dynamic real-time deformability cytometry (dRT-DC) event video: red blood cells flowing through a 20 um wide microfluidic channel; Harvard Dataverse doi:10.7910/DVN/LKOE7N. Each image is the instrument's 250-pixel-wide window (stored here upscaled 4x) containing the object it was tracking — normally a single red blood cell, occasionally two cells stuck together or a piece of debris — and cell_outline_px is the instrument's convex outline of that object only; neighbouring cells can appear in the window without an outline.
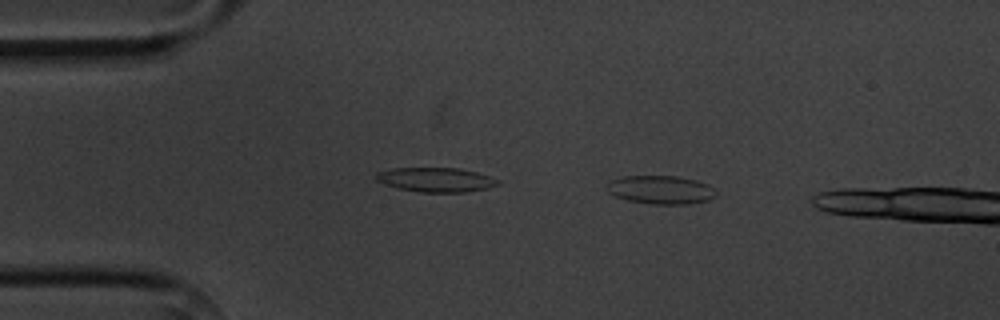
{"species": "common noctule bat (a hibernating species)", "species_latin": "Nyctalus noctula", "temperature_condition": "cold", "stored_images_in_passage": 6, "segment_of_instrument_passage": [1, 2], "camera_frame_rate_fps": 3000, "um_per_image_px": 0.085, "animal": {"sex": "male", "body_mass_g": 20.1, "forearm_length_mm": 53.5}, "frame": {"image": 1, "passage_image": 2, "time_ms": 1.333, "image_size_px": [1000, 320], "cell_outline_px": [[716, 196], [708, 200], [688, 204], [652, 204], [628, 200], [616, 196], [608, 192], [604, 188], [612, 180], [624, 176], [676, 176], [696, 180], [708, 184], [716, 192]], "centroid_in_image_um": [56.16, 16.13], "position_along_channel_um": 28.8, "area_um2": 18.03}}
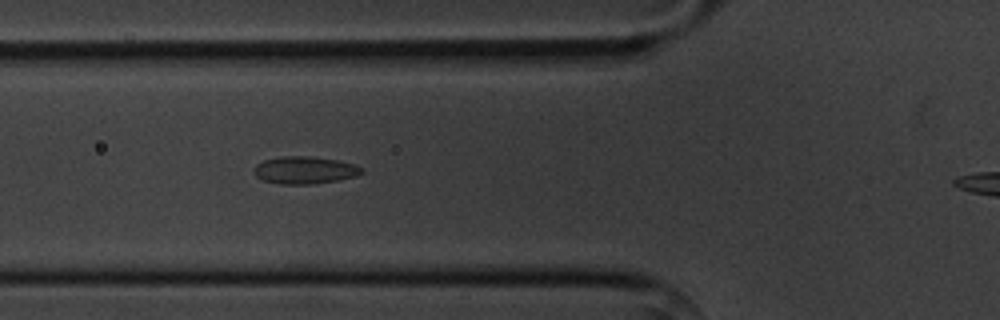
{"frame": {"image": 2, "passage_image": 5, "time_ms": 4.667, "image_size_px": [1000, 320], "cell_outline_px": [[364, 172], [356, 176], [340, 180], [312, 184], [280, 184], [264, 180], [256, 176], [252, 172], [252, 168], [256, 164], [264, 160], [280, 156], [312, 156], [336, 160], [352, 164], [364, 168]], "centroid_in_image_um": [25.88, 14.46], "position_along_channel_um": 99.9, "area_um2": 17.34}}